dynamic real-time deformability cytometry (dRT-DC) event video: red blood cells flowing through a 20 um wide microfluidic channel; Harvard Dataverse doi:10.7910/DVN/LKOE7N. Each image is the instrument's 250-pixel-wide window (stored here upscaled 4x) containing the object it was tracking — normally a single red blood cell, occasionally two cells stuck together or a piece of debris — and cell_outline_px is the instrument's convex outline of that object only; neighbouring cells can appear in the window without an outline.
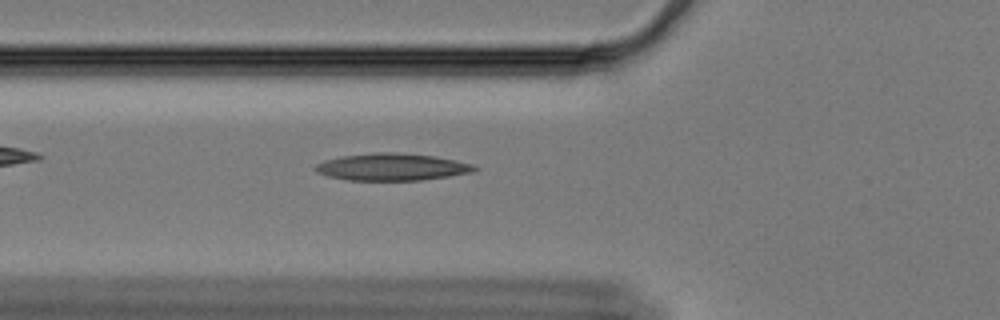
{"species": "Egyptian fruit bat (a non-hibernating species)", "species_latin": "Rousettus aegyptiacus", "temperature_condition": "cold", "stored_images_in_passage": 45, "camera_frame_rate_fps": 3000, "um_per_image_px": 0.085, "animal": {"sex": "female"}, "frame": {"image": 1, "passage_image": 7, "time_ms": 2.0, "image_size_px": [1000, 320], "cell_outline_px": [[480, 168], [472, 172], [448, 176], [420, 180], [348, 180], [328, 176], [316, 172], [316, 164], [324, 160], [340, 156], [372, 152], [396, 152], [432, 156], [472, 164]], "centroid_in_image_um": [33.27, 14.19], "position_along_channel_um": 92.5, "area_um2": 24.97}}
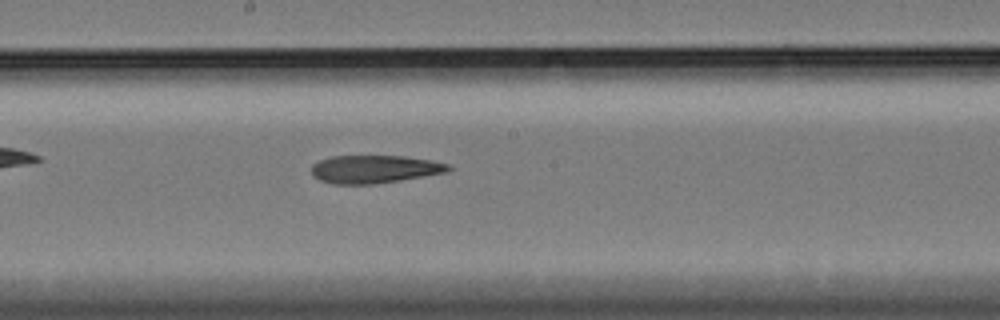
{"frame": {"image": 2, "passage_image": 18, "time_ms": 5.667, "image_size_px": [1000, 320], "cell_outline_px": [[452, 168], [448, 172], [400, 180], [372, 184], [332, 184], [320, 180], [312, 176], [312, 164], [320, 160], [332, 156], [404, 156], [432, 160], [448, 164]], "centroid_in_image_um": [31.82, 14.38], "position_along_channel_um": 216.4, "area_um2": 22.31}}
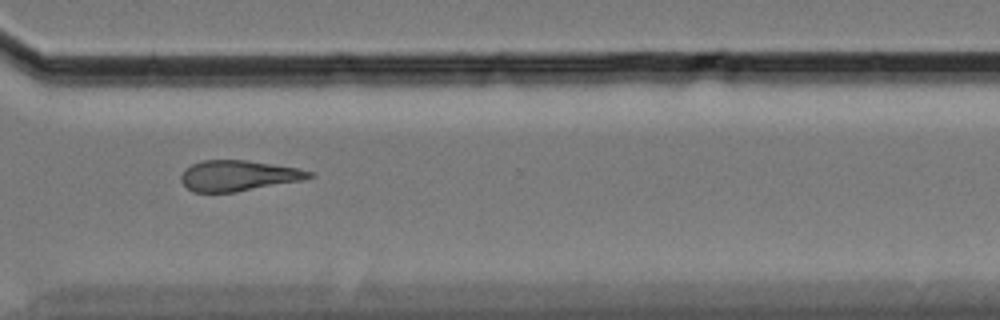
{"frame": {"image": 3, "passage_image": 30, "time_ms": 9.667, "image_size_px": [1000, 320], "cell_outline_px": [[316, 176], [300, 180], [236, 192], [192, 192], [180, 180], [180, 176], [184, 168], [200, 160], [244, 160], [272, 164], [296, 168], [312, 172]], "centroid_in_image_um": [20.2, 14.93], "position_along_channel_um": 350.4, "area_um2": 22.72}}